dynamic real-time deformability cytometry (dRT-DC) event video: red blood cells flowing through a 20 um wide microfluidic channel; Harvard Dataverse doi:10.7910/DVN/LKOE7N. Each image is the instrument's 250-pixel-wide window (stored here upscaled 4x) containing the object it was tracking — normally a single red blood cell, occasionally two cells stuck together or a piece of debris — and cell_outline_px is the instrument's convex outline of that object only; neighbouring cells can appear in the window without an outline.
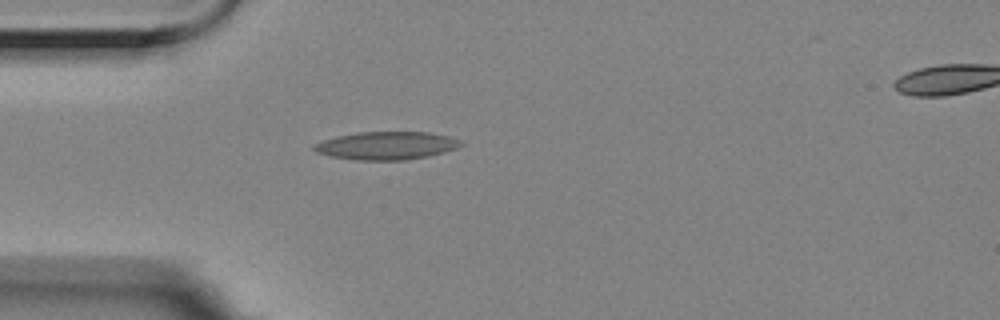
{"species": "Egyptian fruit bat (a non-hibernating species)", "species_latin": "Rousettus aegyptiacus", "temperature_condition": "room temperature", "stored_images_in_passage": 42, "camera_frame_rate_fps": 3000, "um_per_image_px": 0.085, "animal": {"sex": "female"}, "frame": {"image": 1, "passage_image": 1, "time_ms": 0.0, "image_size_px": [1000, 320], "cell_outline_px": [[464, 144], [456, 148], [444, 152], [428, 156], [404, 160], [356, 160], [332, 156], [316, 152], [312, 148], [312, 144], [336, 136], [356, 132], [428, 132], [448, 136], [460, 140]], "centroid_in_image_um": [32.83, 12.37], "position_along_channel_um": 52.2, "area_um2": 23.93}}
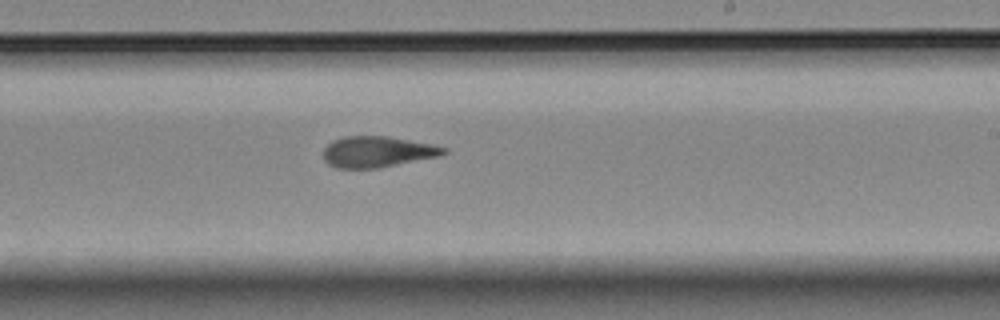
{"frame": {"image": 2, "passage_image": 19, "time_ms": 6.0, "image_size_px": [1000, 320], "cell_outline_px": [[448, 152], [440, 156], [380, 168], [336, 168], [328, 164], [324, 160], [324, 148], [332, 140], [344, 136], [388, 136], [432, 144], [448, 148]], "centroid_in_image_um": [32.09, 12.9], "position_along_channel_um": 256.9, "area_um2": 21.91}}
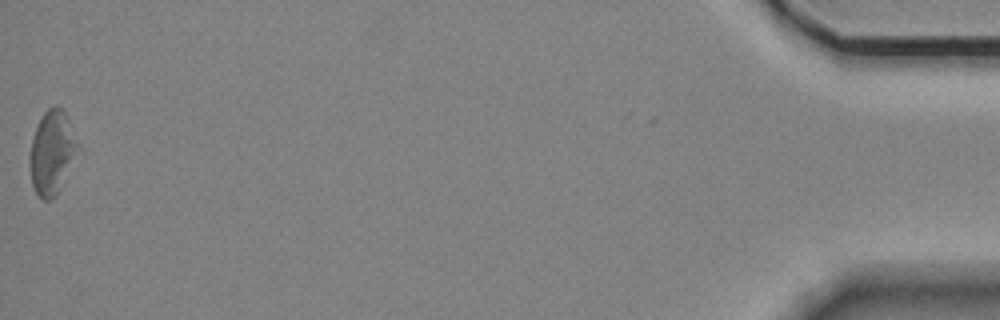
{"frame": {"image": 3, "passage_image": 42, "time_ms": 13.667, "image_size_px": [1000, 320], "cell_outline_px": [[80, 148], [56, 196], [52, 200], [44, 200], [36, 192], [32, 184], [32, 140], [36, 128], [44, 112], [48, 108], [56, 104], [64, 112], [80, 144]], "centroid_in_image_um": [4.47, 12.95], "position_along_channel_um": 430.7, "area_um2": 22.72}, "authors_computed_cell_mechanics": {"area_um2": 22.2819, "velocity_mm_per_s": 3.5197, "shape_relaxation_time_tau1_ms": null, "shape_relaxation_time_tau2_ms": 3.8038, "deformation_change_tau1": null, "deformation_change_tau2": 0.1219}}